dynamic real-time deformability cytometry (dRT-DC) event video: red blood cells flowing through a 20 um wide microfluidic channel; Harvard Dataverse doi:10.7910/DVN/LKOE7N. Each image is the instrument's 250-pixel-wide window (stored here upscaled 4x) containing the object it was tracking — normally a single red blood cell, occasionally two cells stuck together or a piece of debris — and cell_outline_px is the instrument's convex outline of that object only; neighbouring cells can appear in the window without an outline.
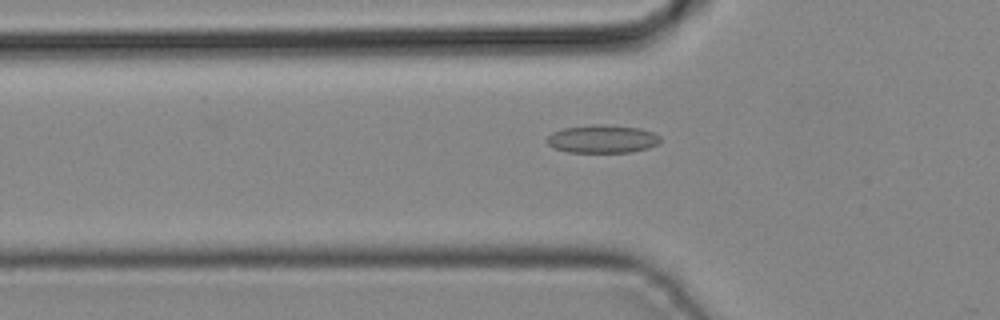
{"species": "common noctule bat (a hibernating species)", "species_latin": "Nyctalus noctula", "temperature_condition": "cold", "stored_images_in_passage": 38, "camera_frame_rate_fps": 3000, "um_per_image_px": 0.085, "animal": {"sex": "male", "body_mass_g": 19.2, "forearm_length_mm": 51.8}, "frame": {"image": 1, "passage_image": 9, "time_ms": 2.667, "image_size_px": [1000, 320], "cell_outline_px": [[660, 140], [656, 144], [648, 148], [632, 152], [568, 152], [556, 148], [548, 144], [544, 140], [552, 132], [564, 128], [596, 124], [600, 124], [640, 128], [652, 132], [660, 136]], "centroid_in_image_um": [51.18, 11.81], "position_along_channel_um": 74.6, "area_um2": 18.44}}
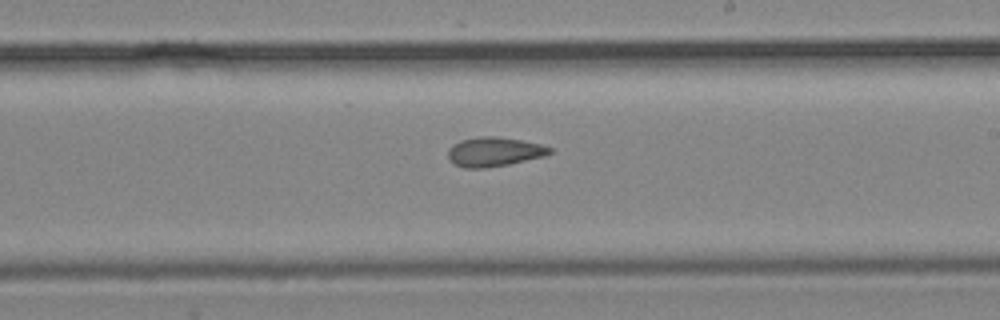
{"frame": {"image": 2, "passage_image": 20, "time_ms": 6.333, "image_size_px": [1000, 320], "cell_outline_px": [[552, 152], [544, 156], [508, 164], [484, 168], [464, 168], [448, 160], [448, 148], [452, 144], [460, 140], [480, 136], [496, 136], [520, 140], [540, 144], [552, 148]], "centroid_in_image_um": [41.96, 12.89], "position_along_channel_um": 247.0, "area_um2": 17.34}}
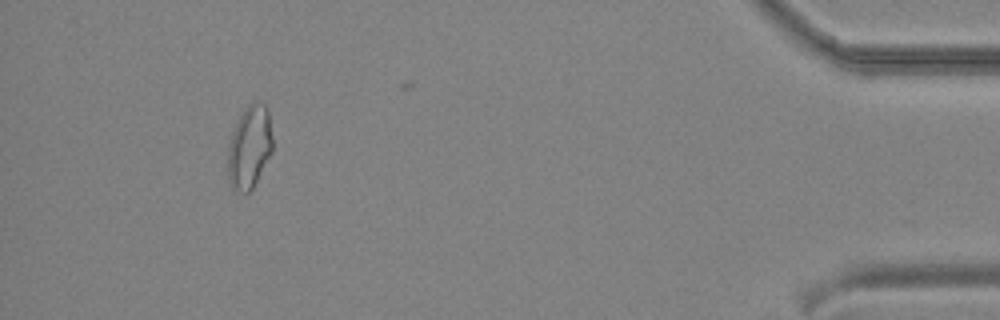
{"frame": {"image": 3, "passage_image": 35, "time_ms": 11.333, "image_size_px": [1000, 320], "cell_outline_px": [[272, 152], [252, 188], [248, 192], [240, 192], [232, 188], [228, 180], [228, 144], [232, 132], [244, 108], [252, 100], [256, 100], [264, 104], [268, 108], [272, 136]], "centroid_in_image_um": [21.2, 12.46], "position_along_channel_um": 414.0, "area_um2": 21.68}}